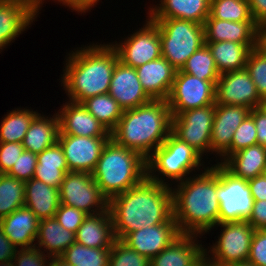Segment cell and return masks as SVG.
<instances>
[{
  "instance_id": "obj_57",
  "label": "cell",
  "mask_w": 266,
  "mask_h": 266,
  "mask_svg": "<svg viewBox=\"0 0 266 266\" xmlns=\"http://www.w3.org/2000/svg\"><path fill=\"white\" fill-rule=\"evenodd\" d=\"M0 266H15L13 260L0 262Z\"/></svg>"
},
{
  "instance_id": "obj_40",
  "label": "cell",
  "mask_w": 266,
  "mask_h": 266,
  "mask_svg": "<svg viewBox=\"0 0 266 266\" xmlns=\"http://www.w3.org/2000/svg\"><path fill=\"white\" fill-rule=\"evenodd\" d=\"M108 266H150V259L116 239L110 248Z\"/></svg>"
},
{
  "instance_id": "obj_15",
  "label": "cell",
  "mask_w": 266,
  "mask_h": 266,
  "mask_svg": "<svg viewBox=\"0 0 266 266\" xmlns=\"http://www.w3.org/2000/svg\"><path fill=\"white\" fill-rule=\"evenodd\" d=\"M245 106L216 104L211 130V154H216L222 164L231 155L234 132L250 113ZM220 156V157H219Z\"/></svg>"
},
{
  "instance_id": "obj_33",
  "label": "cell",
  "mask_w": 266,
  "mask_h": 266,
  "mask_svg": "<svg viewBox=\"0 0 266 266\" xmlns=\"http://www.w3.org/2000/svg\"><path fill=\"white\" fill-rule=\"evenodd\" d=\"M38 114V111L20 107L7 112L0 123V142L22 143L31 122Z\"/></svg>"
},
{
  "instance_id": "obj_26",
  "label": "cell",
  "mask_w": 266,
  "mask_h": 266,
  "mask_svg": "<svg viewBox=\"0 0 266 266\" xmlns=\"http://www.w3.org/2000/svg\"><path fill=\"white\" fill-rule=\"evenodd\" d=\"M116 240L109 210L88 215L75 234V242L90 248H111Z\"/></svg>"
},
{
  "instance_id": "obj_30",
  "label": "cell",
  "mask_w": 266,
  "mask_h": 266,
  "mask_svg": "<svg viewBox=\"0 0 266 266\" xmlns=\"http://www.w3.org/2000/svg\"><path fill=\"white\" fill-rule=\"evenodd\" d=\"M219 74L245 68L250 51L259 43H237L232 41L205 42Z\"/></svg>"
},
{
  "instance_id": "obj_2",
  "label": "cell",
  "mask_w": 266,
  "mask_h": 266,
  "mask_svg": "<svg viewBox=\"0 0 266 266\" xmlns=\"http://www.w3.org/2000/svg\"><path fill=\"white\" fill-rule=\"evenodd\" d=\"M172 194L173 218L181 234L202 237L219 223L217 164L176 183Z\"/></svg>"
},
{
  "instance_id": "obj_6",
  "label": "cell",
  "mask_w": 266,
  "mask_h": 266,
  "mask_svg": "<svg viewBox=\"0 0 266 266\" xmlns=\"http://www.w3.org/2000/svg\"><path fill=\"white\" fill-rule=\"evenodd\" d=\"M202 159L195 149L171 132L164 143L146 159L147 177L159 184L172 187L196 171H203L201 169L206 168V162ZM168 179L171 180L170 183L166 182Z\"/></svg>"
},
{
  "instance_id": "obj_53",
  "label": "cell",
  "mask_w": 266,
  "mask_h": 266,
  "mask_svg": "<svg viewBox=\"0 0 266 266\" xmlns=\"http://www.w3.org/2000/svg\"><path fill=\"white\" fill-rule=\"evenodd\" d=\"M49 266H72L61 257H51Z\"/></svg>"
},
{
  "instance_id": "obj_4",
  "label": "cell",
  "mask_w": 266,
  "mask_h": 266,
  "mask_svg": "<svg viewBox=\"0 0 266 266\" xmlns=\"http://www.w3.org/2000/svg\"><path fill=\"white\" fill-rule=\"evenodd\" d=\"M171 128L172 115L167 100H151L134 109L123 110L110 138L147 159L164 143Z\"/></svg>"
},
{
  "instance_id": "obj_22",
  "label": "cell",
  "mask_w": 266,
  "mask_h": 266,
  "mask_svg": "<svg viewBox=\"0 0 266 266\" xmlns=\"http://www.w3.org/2000/svg\"><path fill=\"white\" fill-rule=\"evenodd\" d=\"M143 90L152 100H167L176 69L162 56L137 68Z\"/></svg>"
},
{
  "instance_id": "obj_5",
  "label": "cell",
  "mask_w": 266,
  "mask_h": 266,
  "mask_svg": "<svg viewBox=\"0 0 266 266\" xmlns=\"http://www.w3.org/2000/svg\"><path fill=\"white\" fill-rule=\"evenodd\" d=\"M92 176L101 193L109 200L137 185L147 176L146 159L110 138L102 149Z\"/></svg>"
},
{
  "instance_id": "obj_54",
  "label": "cell",
  "mask_w": 266,
  "mask_h": 266,
  "mask_svg": "<svg viewBox=\"0 0 266 266\" xmlns=\"http://www.w3.org/2000/svg\"><path fill=\"white\" fill-rule=\"evenodd\" d=\"M259 45L266 51V26L260 29Z\"/></svg>"
},
{
  "instance_id": "obj_3",
  "label": "cell",
  "mask_w": 266,
  "mask_h": 266,
  "mask_svg": "<svg viewBox=\"0 0 266 266\" xmlns=\"http://www.w3.org/2000/svg\"><path fill=\"white\" fill-rule=\"evenodd\" d=\"M66 57L60 82L69 101L82 103L87 98L109 93L113 70L119 61L110 43L83 45Z\"/></svg>"
},
{
  "instance_id": "obj_8",
  "label": "cell",
  "mask_w": 266,
  "mask_h": 266,
  "mask_svg": "<svg viewBox=\"0 0 266 266\" xmlns=\"http://www.w3.org/2000/svg\"><path fill=\"white\" fill-rule=\"evenodd\" d=\"M219 226L223 229L218 239L204 248L207 261L216 266L247 262L255 229L248 221L218 223L214 228Z\"/></svg>"
},
{
  "instance_id": "obj_21",
  "label": "cell",
  "mask_w": 266,
  "mask_h": 266,
  "mask_svg": "<svg viewBox=\"0 0 266 266\" xmlns=\"http://www.w3.org/2000/svg\"><path fill=\"white\" fill-rule=\"evenodd\" d=\"M198 237L202 238L193 234H181L150 259V266H196L205 257V245L198 242Z\"/></svg>"
},
{
  "instance_id": "obj_44",
  "label": "cell",
  "mask_w": 266,
  "mask_h": 266,
  "mask_svg": "<svg viewBox=\"0 0 266 266\" xmlns=\"http://www.w3.org/2000/svg\"><path fill=\"white\" fill-rule=\"evenodd\" d=\"M50 258L34 246L17 249L13 262L15 266H49Z\"/></svg>"
},
{
  "instance_id": "obj_9",
  "label": "cell",
  "mask_w": 266,
  "mask_h": 266,
  "mask_svg": "<svg viewBox=\"0 0 266 266\" xmlns=\"http://www.w3.org/2000/svg\"><path fill=\"white\" fill-rule=\"evenodd\" d=\"M217 198L219 223L247 221L251 216L254 198L248 181L230 173L217 163Z\"/></svg>"
},
{
  "instance_id": "obj_38",
  "label": "cell",
  "mask_w": 266,
  "mask_h": 266,
  "mask_svg": "<svg viewBox=\"0 0 266 266\" xmlns=\"http://www.w3.org/2000/svg\"><path fill=\"white\" fill-rule=\"evenodd\" d=\"M207 19L254 21L248 0H210V15Z\"/></svg>"
},
{
  "instance_id": "obj_12",
  "label": "cell",
  "mask_w": 266,
  "mask_h": 266,
  "mask_svg": "<svg viewBox=\"0 0 266 266\" xmlns=\"http://www.w3.org/2000/svg\"><path fill=\"white\" fill-rule=\"evenodd\" d=\"M146 17L143 27L124 37V41L110 42L124 65L137 68L162 56L159 28L148 15Z\"/></svg>"
},
{
  "instance_id": "obj_39",
  "label": "cell",
  "mask_w": 266,
  "mask_h": 266,
  "mask_svg": "<svg viewBox=\"0 0 266 266\" xmlns=\"http://www.w3.org/2000/svg\"><path fill=\"white\" fill-rule=\"evenodd\" d=\"M245 69L253 80L260 98L266 100V51L260 45L250 51Z\"/></svg>"
},
{
  "instance_id": "obj_27",
  "label": "cell",
  "mask_w": 266,
  "mask_h": 266,
  "mask_svg": "<svg viewBox=\"0 0 266 266\" xmlns=\"http://www.w3.org/2000/svg\"><path fill=\"white\" fill-rule=\"evenodd\" d=\"M222 165L234 176L250 180L266 170V147L252 145L231 154Z\"/></svg>"
},
{
  "instance_id": "obj_25",
  "label": "cell",
  "mask_w": 266,
  "mask_h": 266,
  "mask_svg": "<svg viewBox=\"0 0 266 266\" xmlns=\"http://www.w3.org/2000/svg\"><path fill=\"white\" fill-rule=\"evenodd\" d=\"M39 219L27 207L16 209L10 215L0 219L3 233L18 249L34 247Z\"/></svg>"
},
{
  "instance_id": "obj_7",
  "label": "cell",
  "mask_w": 266,
  "mask_h": 266,
  "mask_svg": "<svg viewBox=\"0 0 266 266\" xmlns=\"http://www.w3.org/2000/svg\"><path fill=\"white\" fill-rule=\"evenodd\" d=\"M159 28L161 54L176 70L205 45L204 27L182 19H152Z\"/></svg>"
},
{
  "instance_id": "obj_58",
  "label": "cell",
  "mask_w": 266,
  "mask_h": 266,
  "mask_svg": "<svg viewBox=\"0 0 266 266\" xmlns=\"http://www.w3.org/2000/svg\"><path fill=\"white\" fill-rule=\"evenodd\" d=\"M202 266H216L214 264H211L210 262L207 261V259L204 257L202 259Z\"/></svg>"
},
{
  "instance_id": "obj_31",
  "label": "cell",
  "mask_w": 266,
  "mask_h": 266,
  "mask_svg": "<svg viewBox=\"0 0 266 266\" xmlns=\"http://www.w3.org/2000/svg\"><path fill=\"white\" fill-rule=\"evenodd\" d=\"M59 132V117L56 111L52 117L39 113L31 122L22 145L27 151L41 153L58 142Z\"/></svg>"
},
{
  "instance_id": "obj_19",
  "label": "cell",
  "mask_w": 266,
  "mask_h": 266,
  "mask_svg": "<svg viewBox=\"0 0 266 266\" xmlns=\"http://www.w3.org/2000/svg\"><path fill=\"white\" fill-rule=\"evenodd\" d=\"M59 135L81 137H110V132L82 103L67 101L57 111Z\"/></svg>"
},
{
  "instance_id": "obj_23",
  "label": "cell",
  "mask_w": 266,
  "mask_h": 266,
  "mask_svg": "<svg viewBox=\"0 0 266 266\" xmlns=\"http://www.w3.org/2000/svg\"><path fill=\"white\" fill-rule=\"evenodd\" d=\"M205 42L232 41L237 43H259L260 27L255 21L233 22L206 19L203 24Z\"/></svg>"
},
{
  "instance_id": "obj_13",
  "label": "cell",
  "mask_w": 266,
  "mask_h": 266,
  "mask_svg": "<svg viewBox=\"0 0 266 266\" xmlns=\"http://www.w3.org/2000/svg\"><path fill=\"white\" fill-rule=\"evenodd\" d=\"M215 88L210 81L177 70L167 98L171 115L215 103Z\"/></svg>"
},
{
  "instance_id": "obj_17",
  "label": "cell",
  "mask_w": 266,
  "mask_h": 266,
  "mask_svg": "<svg viewBox=\"0 0 266 266\" xmlns=\"http://www.w3.org/2000/svg\"><path fill=\"white\" fill-rule=\"evenodd\" d=\"M39 14L40 0H0V37L11 45Z\"/></svg>"
},
{
  "instance_id": "obj_48",
  "label": "cell",
  "mask_w": 266,
  "mask_h": 266,
  "mask_svg": "<svg viewBox=\"0 0 266 266\" xmlns=\"http://www.w3.org/2000/svg\"><path fill=\"white\" fill-rule=\"evenodd\" d=\"M255 229H266V200H254L251 216L247 220Z\"/></svg>"
},
{
  "instance_id": "obj_46",
  "label": "cell",
  "mask_w": 266,
  "mask_h": 266,
  "mask_svg": "<svg viewBox=\"0 0 266 266\" xmlns=\"http://www.w3.org/2000/svg\"><path fill=\"white\" fill-rule=\"evenodd\" d=\"M247 262L254 266H266V229L255 230Z\"/></svg>"
},
{
  "instance_id": "obj_29",
  "label": "cell",
  "mask_w": 266,
  "mask_h": 266,
  "mask_svg": "<svg viewBox=\"0 0 266 266\" xmlns=\"http://www.w3.org/2000/svg\"><path fill=\"white\" fill-rule=\"evenodd\" d=\"M73 243H75V233L64 228L55 217L39 221L34 246L45 255L60 257Z\"/></svg>"
},
{
  "instance_id": "obj_45",
  "label": "cell",
  "mask_w": 266,
  "mask_h": 266,
  "mask_svg": "<svg viewBox=\"0 0 266 266\" xmlns=\"http://www.w3.org/2000/svg\"><path fill=\"white\" fill-rule=\"evenodd\" d=\"M24 150L22 143L0 142V174H8Z\"/></svg>"
},
{
  "instance_id": "obj_20",
  "label": "cell",
  "mask_w": 266,
  "mask_h": 266,
  "mask_svg": "<svg viewBox=\"0 0 266 266\" xmlns=\"http://www.w3.org/2000/svg\"><path fill=\"white\" fill-rule=\"evenodd\" d=\"M109 94L123 110L134 109L152 100L143 90L136 69L121 61L113 70Z\"/></svg>"
},
{
  "instance_id": "obj_10",
  "label": "cell",
  "mask_w": 266,
  "mask_h": 266,
  "mask_svg": "<svg viewBox=\"0 0 266 266\" xmlns=\"http://www.w3.org/2000/svg\"><path fill=\"white\" fill-rule=\"evenodd\" d=\"M216 103L172 115L171 132L202 157L211 154V130Z\"/></svg>"
},
{
  "instance_id": "obj_56",
  "label": "cell",
  "mask_w": 266,
  "mask_h": 266,
  "mask_svg": "<svg viewBox=\"0 0 266 266\" xmlns=\"http://www.w3.org/2000/svg\"><path fill=\"white\" fill-rule=\"evenodd\" d=\"M226 266H254V265L248 262H242V263H234V264H230Z\"/></svg>"
},
{
  "instance_id": "obj_50",
  "label": "cell",
  "mask_w": 266,
  "mask_h": 266,
  "mask_svg": "<svg viewBox=\"0 0 266 266\" xmlns=\"http://www.w3.org/2000/svg\"><path fill=\"white\" fill-rule=\"evenodd\" d=\"M250 11L256 24L262 28L266 26V0H248Z\"/></svg>"
},
{
  "instance_id": "obj_18",
  "label": "cell",
  "mask_w": 266,
  "mask_h": 266,
  "mask_svg": "<svg viewBox=\"0 0 266 266\" xmlns=\"http://www.w3.org/2000/svg\"><path fill=\"white\" fill-rule=\"evenodd\" d=\"M181 235L174 218L165 223L129 233L122 241L149 259L159 254Z\"/></svg>"
},
{
  "instance_id": "obj_28",
  "label": "cell",
  "mask_w": 266,
  "mask_h": 266,
  "mask_svg": "<svg viewBox=\"0 0 266 266\" xmlns=\"http://www.w3.org/2000/svg\"><path fill=\"white\" fill-rule=\"evenodd\" d=\"M60 204L59 188L51 187L35 178L25 182L24 206L39 220L55 217Z\"/></svg>"
},
{
  "instance_id": "obj_47",
  "label": "cell",
  "mask_w": 266,
  "mask_h": 266,
  "mask_svg": "<svg viewBox=\"0 0 266 266\" xmlns=\"http://www.w3.org/2000/svg\"><path fill=\"white\" fill-rule=\"evenodd\" d=\"M256 126L257 143L266 147V111L260 106L250 110Z\"/></svg>"
},
{
  "instance_id": "obj_49",
  "label": "cell",
  "mask_w": 266,
  "mask_h": 266,
  "mask_svg": "<svg viewBox=\"0 0 266 266\" xmlns=\"http://www.w3.org/2000/svg\"><path fill=\"white\" fill-rule=\"evenodd\" d=\"M46 0H40V10L42 9V5ZM58 2V4H62L65 7L67 6L69 9L77 14H84L98 4L99 0H53V2Z\"/></svg>"
},
{
  "instance_id": "obj_24",
  "label": "cell",
  "mask_w": 266,
  "mask_h": 266,
  "mask_svg": "<svg viewBox=\"0 0 266 266\" xmlns=\"http://www.w3.org/2000/svg\"><path fill=\"white\" fill-rule=\"evenodd\" d=\"M148 8L151 19L177 18L203 25L210 15V0H160Z\"/></svg>"
},
{
  "instance_id": "obj_41",
  "label": "cell",
  "mask_w": 266,
  "mask_h": 266,
  "mask_svg": "<svg viewBox=\"0 0 266 266\" xmlns=\"http://www.w3.org/2000/svg\"><path fill=\"white\" fill-rule=\"evenodd\" d=\"M256 144L258 143L255 122L253 118L248 115L234 132L231 143V154Z\"/></svg>"
},
{
  "instance_id": "obj_52",
  "label": "cell",
  "mask_w": 266,
  "mask_h": 266,
  "mask_svg": "<svg viewBox=\"0 0 266 266\" xmlns=\"http://www.w3.org/2000/svg\"><path fill=\"white\" fill-rule=\"evenodd\" d=\"M17 249L3 233L0 226V262L13 260Z\"/></svg>"
},
{
  "instance_id": "obj_32",
  "label": "cell",
  "mask_w": 266,
  "mask_h": 266,
  "mask_svg": "<svg viewBox=\"0 0 266 266\" xmlns=\"http://www.w3.org/2000/svg\"><path fill=\"white\" fill-rule=\"evenodd\" d=\"M68 172L70 171L59 142L37 154L35 179L43 181L51 187L59 188Z\"/></svg>"
},
{
  "instance_id": "obj_43",
  "label": "cell",
  "mask_w": 266,
  "mask_h": 266,
  "mask_svg": "<svg viewBox=\"0 0 266 266\" xmlns=\"http://www.w3.org/2000/svg\"><path fill=\"white\" fill-rule=\"evenodd\" d=\"M88 216L84 211L72 206L60 204L55 214V219L68 231L76 234L78 228Z\"/></svg>"
},
{
  "instance_id": "obj_51",
  "label": "cell",
  "mask_w": 266,
  "mask_h": 266,
  "mask_svg": "<svg viewBox=\"0 0 266 266\" xmlns=\"http://www.w3.org/2000/svg\"><path fill=\"white\" fill-rule=\"evenodd\" d=\"M248 185L254 200H266V176L264 174L248 180Z\"/></svg>"
},
{
  "instance_id": "obj_59",
  "label": "cell",
  "mask_w": 266,
  "mask_h": 266,
  "mask_svg": "<svg viewBox=\"0 0 266 266\" xmlns=\"http://www.w3.org/2000/svg\"><path fill=\"white\" fill-rule=\"evenodd\" d=\"M261 107L266 111V100H263Z\"/></svg>"
},
{
  "instance_id": "obj_35",
  "label": "cell",
  "mask_w": 266,
  "mask_h": 266,
  "mask_svg": "<svg viewBox=\"0 0 266 266\" xmlns=\"http://www.w3.org/2000/svg\"><path fill=\"white\" fill-rule=\"evenodd\" d=\"M25 205V182L0 174V219Z\"/></svg>"
},
{
  "instance_id": "obj_37",
  "label": "cell",
  "mask_w": 266,
  "mask_h": 266,
  "mask_svg": "<svg viewBox=\"0 0 266 266\" xmlns=\"http://www.w3.org/2000/svg\"><path fill=\"white\" fill-rule=\"evenodd\" d=\"M60 257L72 266H108L110 248H90L75 242Z\"/></svg>"
},
{
  "instance_id": "obj_14",
  "label": "cell",
  "mask_w": 266,
  "mask_h": 266,
  "mask_svg": "<svg viewBox=\"0 0 266 266\" xmlns=\"http://www.w3.org/2000/svg\"><path fill=\"white\" fill-rule=\"evenodd\" d=\"M262 102L245 68L223 73L218 78L215 88L216 104L238 105L254 109L260 107Z\"/></svg>"
},
{
  "instance_id": "obj_55",
  "label": "cell",
  "mask_w": 266,
  "mask_h": 266,
  "mask_svg": "<svg viewBox=\"0 0 266 266\" xmlns=\"http://www.w3.org/2000/svg\"><path fill=\"white\" fill-rule=\"evenodd\" d=\"M9 45L0 37V53L7 48Z\"/></svg>"
},
{
  "instance_id": "obj_36",
  "label": "cell",
  "mask_w": 266,
  "mask_h": 266,
  "mask_svg": "<svg viewBox=\"0 0 266 266\" xmlns=\"http://www.w3.org/2000/svg\"><path fill=\"white\" fill-rule=\"evenodd\" d=\"M181 71L196 76L200 80L210 81L215 86L220 77L214 58L206 44L187 59Z\"/></svg>"
},
{
  "instance_id": "obj_16",
  "label": "cell",
  "mask_w": 266,
  "mask_h": 266,
  "mask_svg": "<svg viewBox=\"0 0 266 266\" xmlns=\"http://www.w3.org/2000/svg\"><path fill=\"white\" fill-rule=\"evenodd\" d=\"M110 137L58 135L70 172L93 173L104 145Z\"/></svg>"
},
{
  "instance_id": "obj_60",
  "label": "cell",
  "mask_w": 266,
  "mask_h": 266,
  "mask_svg": "<svg viewBox=\"0 0 266 266\" xmlns=\"http://www.w3.org/2000/svg\"><path fill=\"white\" fill-rule=\"evenodd\" d=\"M196 266H202V260Z\"/></svg>"
},
{
  "instance_id": "obj_11",
  "label": "cell",
  "mask_w": 266,
  "mask_h": 266,
  "mask_svg": "<svg viewBox=\"0 0 266 266\" xmlns=\"http://www.w3.org/2000/svg\"><path fill=\"white\" fill-rule=\"evenodd\" d=\"M60 203L75 207L88 215H95L108 209V199L91 173L68 172L59 187Z\"/></svg>"
},
{
  "instance_id": "obj_34",
  "label": "cell",
  "mask_w": 266,
  "mask_h": 266,
  "mask_svg": "<svg viewBox=\"0 0 266 266\" xmlns=\"http://www.w3.org/2000/svg\"><path fill=\"white\" fill-rule=\"evenodd\" d=\"M82 104L109 132L116 127L123 114V109L109 93L87 98Z\"/></svg>"
},
{
  "instance_id": "obj_1",
  "label": "cell",
  "mask_w": 266,
  "mask_h": 266,
  "mask_svg": "<svg viewBox=\"0 0 266 266\" xmlns=\"http://www.w3.org/2000/svg\"><path fill=\"white\" fill-rule=\"evenodd\" d=\"M116 239L129 233L173 218L172 187L159 184L147 176L127 191L108 200Z\"/></svg>"
},
{
  "instance_id": "obj_42",
  "label": "cell",
  "mask_w": 266,
  "mask_h": 266,
  "mask_svg": "<svg viewBox=\"0 0 266 266\" xmlns=\"http://www.w3.org/2000/svg\"><path fill=\"white\" fill-rule=\"evenodd\" d=\"M36 165L37 154L24 150L8 175L24 182L29 181L34 178Z\"/></svg>"
}]
</instances>
